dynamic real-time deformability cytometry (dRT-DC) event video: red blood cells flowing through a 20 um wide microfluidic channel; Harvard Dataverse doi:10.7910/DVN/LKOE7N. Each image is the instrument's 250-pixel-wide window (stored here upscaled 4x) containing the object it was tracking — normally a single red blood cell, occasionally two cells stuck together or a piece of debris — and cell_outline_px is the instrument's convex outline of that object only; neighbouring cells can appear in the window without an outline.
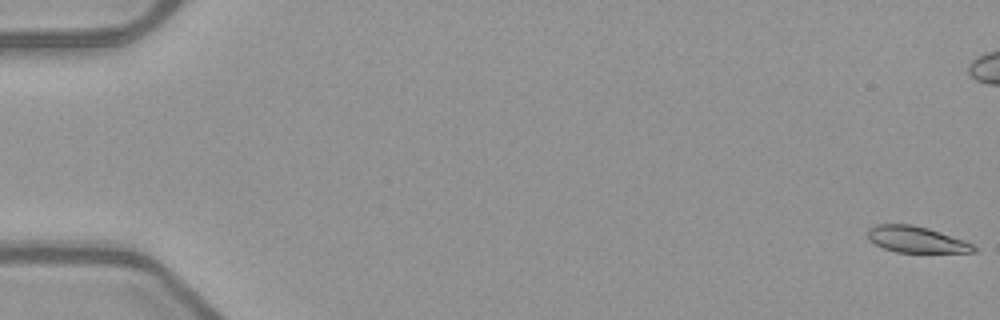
{"species": "common noctule bat (a hibernating species)", "species_latin": "Nyctalus noctula", "temperature_condition": "warm", "stored_images_in_passage": 54, "camera_frame_rate_fps": 3000, "um_per_image_px": 0.085, "animal": {"sex": "female", "body_mass_g": 21.9}, "frame": {"image": 1, "passage_image": 1, "time_ms": 0.0, "image_size_px": [1000, 320], "cell_outline_px": [[976, 252], [896, 252], [884, 248], [868, 240], [868, 228], [876, 224], [912, 224], [928, 228], [964, 240], [972, 244], [976, 248]], "centroid_in_image_um": [77.86, 20.35], "position_along_channel_um": 7.1, "area_um2": 16.13}}
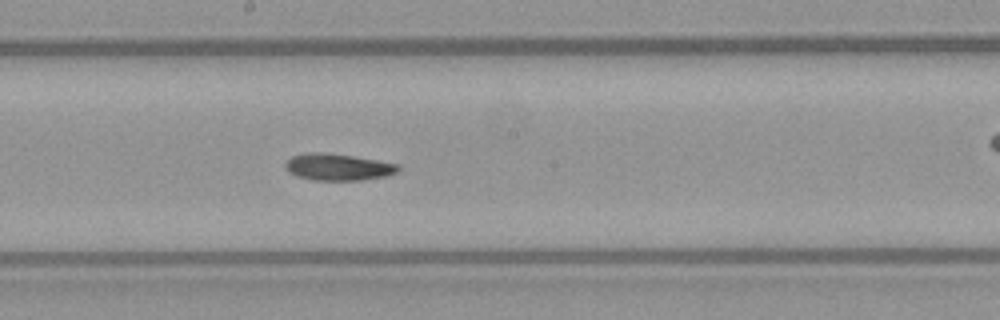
{"frame": {"image": 2, "passage_image": 30, "time_ms": 9.667, "image_size_px": [1000, 320], "cell_outline_px": [[400, 172], [388, 176], [360, 180], [312, 180], [296, 176], [288, 172], [284, 168], [284, 164], [292, 156], [308, 152], [324, 152], [352, 156], [400, 164]], "centroid_in_image_um": [28.74, 14.2], "position_along_channel_um": 219.5, "area_um2": 17.8}}
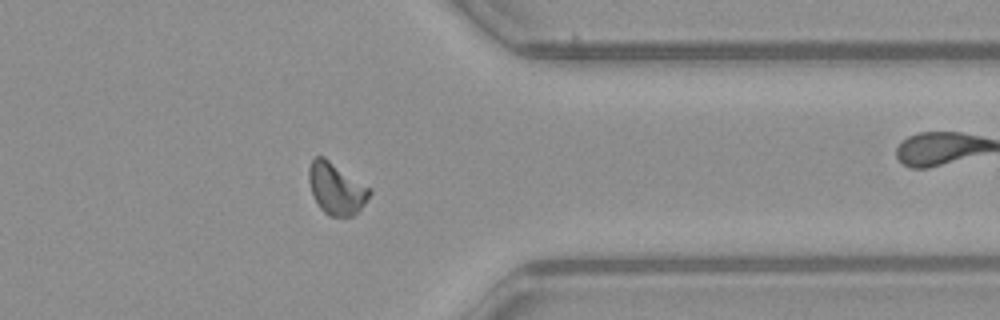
{"frame": {"image": 3, "passage_image": 43, "time_ms": 14.0, "image_size_px": [1000, 320], "cell_outline_px": [[372, 192], [364, 204], [352, 216], [328, 216], [320, 208], [312, 192], [308, 180], [308, 168], [312, 160], [316, 156], [324, 156], [372, 188]], "centroid_in_image_um": [28.59, 16.0], "position_along_channel_um": 382.8, "area_um2": 18.32}, "authors_computed_cell_mechanics": {"area_um2": 17.4556, "velocity_mm_per_s": 3.9658, "shape_relaxation_time_tau1_ms": 10.3005, "shape_relaxation_time_tau2_ms": null, "deformation_change_tau1": 0.2287, "deformation_change_tau2": null}}